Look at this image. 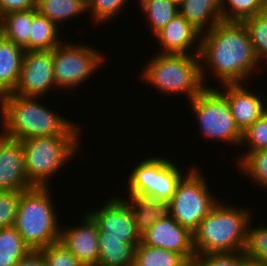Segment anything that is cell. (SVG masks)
<instances>
[{
    "mask_svg": "<svg viewBox=\"0 0 267 266\" xmlns=\"http://www.w3.org/2000/svg\"><path fill=\"white\" fill-rule=\"evenodd\" d=\"M200 43L201 77L205 87H208L206 76L209 69L211 75L214 74L212 77L219 80L217 85H222L246 83L254 72L265 68L260 65L242 22L222 21L201 34Z\"/></svg>",
    "mask_w": 267,
    "mask_h": 266,
    "instance_id": "1",
    "label": "cell"
},
{
    "mask_svg": "<svg viewBox=\"0 0 267 266\" xmlns=\"http://www.w3.org/2000/svg\"><path fill=\"white\" fill-rule=\"evenodd\" d=\"M179 14L203 34L222 22L221 0H185Z\"/></svg>",
    "mask_w": 267,
    "mask_h": 266,
    "instance_id": "18",
    "label": "cell"
},
{
    "mask_svg": "<svg viewBox=\"0 0 267 266\" xmlns=\"http://www.w3.org/2000/svg\"><path fill=\"white\" fill-rule=\"evenodd\" d=\"M170 1L179 7L185 0H170Z\"/></svg>",
    "mask_w": 267,
    "mask_h": 266,
    "instance_id": "40",
    "label": "cell"
},
{
    "mask_svg": "<svg viewBox=\"0 0 267 266\" xmlns=\"http://www.w3.org/2000/svg\"><path fill=\"white\" fill-rule=\"evenodd\" d=\"M245 260L244 252L209 253L196 255L192 260V266H242Z\"/></svg>",
    "mask_w": 267,
    "mask_h": 266,
    "instance_id": "35",
    "label": "cell"
},
{
    "mask_svg": "<svg viewBox=\"0 0 267 266\" xmlns=\"http://www.w3.org/2000/svg\"><path fill=\"white\" fill-rule=\"evenodd\" d=\"M182 266H192V261H186Z\"/></svg>",
    "mask_w": 267,
    "mask_h": 266,
    "instance_id": "41",
    "label": "cell"
},
{
    "mask_svg": "<svg viewBox=\"0 0 267 266\" xmlns=\"http://www.w3.org/2000/svg\"><path fill=\"white\" fill-rule=\"evenodd\" d=\"M98 263L104 266H133L137 245L125 239L104 238L98 230Z\"/></svg>",
    "mask_w": 267,
    "mask_h": 266,
    "instance_id": "22",
    "label": "cell"
},
{
    "mask_svg": "<svg viewBox=\"0 0 267 266\" xmlns=\"http://www.w3.org/2000/svg\"><path fill=\"white\" fill-rule=\"evenodd\" d=\"M136 1H138V3L137 4H141L143 1H145V0H136Z\"/></svg>",
    "mask_w": 267,
    "mask_h": 266,
    "instance_id": "43",
    "label": "cell"
},
{
    "mask_svg": "<svg viewBox=\"0 0 267 266\" xmlns=\"http://www.w3.org/2000/svg\"><path fill=\"white\" fill-rule=\"evenodd\" d=\"M40 251L46 266H83L61 241L52 243Z\"/></svg>",
    "mask_w": 267,
    "mask_h": 266,
    "instance_id": "34",
    "label": "cell"
},
{
    "mask_svg": "<svg viewBox=\"0 0 267 266\" xmlns=\"http://www.w3.org/2000/svg\"><path fill=\"white\" fill-rule=\"evenodd\" d=\"M170 159L150 156L137 162L127 179L126 194L171 201L185 174Z\"/></svg>",
    "mask_w": 267,
    "mask_h": 266,
    "instance_id": "9",
    "label": "cell"
},
{
    "mask_svg": "<svg viewBox=\"0 0 267 266\" xmlns=\"http://www.w3.org/2000/svg\"><path fill=\"white\" fill-rule=\"evenodd\" d=\"M223 203L219 200L193 231L196 255L244 252L252 211Z\"/></svg>",
    "mask_w": 267,
    "mask_h": 266,
    "instance_id": "3",
    "label": "cell"
},
{
    "mask_svg": "<svg viewBox=\"0 0 267 266\" xmlns=\"http://www.w3.org/2000/svg\"><path fill=\"white\" fill-rule=\"evenodd\" d=\"M81 132L82 127L76 123L65 135L21 141L26 175L34 186L49 187L54 174L60 173V169L76 156L81 146Z\"/></svg>",
    "mask_w": 267,
    "mask_h": 266,
    "instance_id": "4",
    "label": "cell"
},
{
    "mask_svg": "<svg viewBox=\"0 0 267 266\" xmlns=\"http://www.w3.org/2000/svg\"><path fill=\"white\" fill-rule=\"evenodd\" d=\"M35 187L25 171L21 140L0 133V191H25Z\"/></svg>",
    "mask_w": 267,
    "mask_h": 266,
    "instance_id": "14",
    "label": "cell"
},
{
    "mask_svg": "<svg viewBox=\"0 0 267 266\" xmlns=\"http://www.w3.org/2000/svg\"><path fill=\"white\" fill-rule=\"evenodd\" d=\"M239 159L238 170H242L250 181L252 179V183L255 182L257 186L267 189V150L243 154Z\"/></svg>",
    "mask_w": 267,
    "mask_h": 266,
    "instance_id": "30",
    "label": "cell"
},
{
    "mask_svg": "<svg viewBox=\"0 0 267 266\" xmlns=\"http://www.w3.org/2000/svg\"><path fill=\"white\" fill-rule=\"evenodd\" d=\"M87 213L96 222L98 230L104 233V238L125 239L136 245L141 242L133 212L123 195L111 196L101 208L88 210Z\"/></svg>",
    "mask_w": 267,
    "mask_h": 266,
    "instance_id": "12",
    "label": "cell"
},
{
    "mask_svg": "<svg viewBox=\"0 0 267 266\" xmlns=\"http://www.w3.org/2000/svg\"><path fill=\"white\" fill-rule=\"evenodd\" d=\"M50 189L35 186L21 191L13 226L31 250L60 241L61 224Z\"/></svg>",
    "mask_w": 267,
    "mask_h": 266,
    "instance_id": "5",
    "label": "cell"
},
{
    "mask_svg": "<svg viewBox=\"0 0 267 266\" xmlns=\"http://www.w3.org/2000/svg\"><path fill=\"white\" fill-rule=\"evenodd\" d=\"M36 7V0H0V17L14 12L33 9Z\"/></svg>",
    "mask_w": 267,
    "mask_h": 266,
    "instance_id": "37",
    "label": "cell"
},
{
    "mask_svg": "<svg viewBox=\"0 0 267 266\" xmlns=\"http://www.w3.org/2000/svg\"><path fill=\"white\" fill-rule=\"evenodd\" d=\"M251 219L247 227L244 255L246 259L267 265V226H251Z\"/></svg>",
    "mask_w": 267,
    "mask_h": 266,
    "instance_id": "31",
    "label": "cell"
},
{
    "mask_svg": "<svg viewBox=\"0 0 267 266\" xmlns=\"http://www.w3.org/2000/svg\"><path fill=\"white\" fill-rule=\"evenodd\" d=\"M30 251L13 225L0 229V266H16Z\"/></svg>",
    "mask_w": 267,
    "mask_h": 266,
    "instance_id": "25",
    "label": "cell"
},
{
    "mask_svg": "<svg viewBox=\"0 0 267 266\" xmlns=\"http://www.w3.org/2000/svg\"><path fill=\"white\" fill-rule=\"evenodd\" d=\"M55 87L53 50L25 51L18 83L12 92L25 97L49 95ZM46 94V95H45Z\"/></svg>",
    "mask_w": 267,
    "mask_h": 266,
    "instance_id": "11",
    "label": "cell"
},
{
    "mask_svg": "<svg viewBox=\"0 0 267 266\" xmlns=\"http://www.w3.org/2000/svg\"><path fill=\"white\" fill-rule=\"evenodd\" d=\"M144 245L158 247L181 254L187 261L196 256L193 246V233L181 226L171 216L159 219L152 227L141 234Z\"/></svg>",
    "mask_w": 267,
    "mask_h": 266,
    "instance_id": "13",
    "label": "cell"
},
{
    "mask_svg": "<svg viewBox=\"0 0 267 266\" xmlns=\"http://www.w3.org/2000/svg\"><path fill=\"white\" fill-rule=\"evenodd\" d=\"M93 266H104V265H101V264L97 263L96 265H93Z\"/></svg>",
    "mask_w": 267,
    "mask_h": 266,
    "instance_id": "44",
    "label": "cell"
},
{
    "mask_svg": "<svg viewBox=\"0 0 267 266\" xmlns=\"http://www.w3.org/2000/svg\"><path fill=\"white\" fill-rule=\"evenodd\" d=\"M242 266H267L261 262H256V261H252V260H248L246 259L243 263Z\"/></svg>",
    "mask_w": 267,
    "mask_h": 266,
    "instance_id": "39",
    "label": "cell"
},
{
    "mask_svg": "<svg viewBox=\"0 0 267 266\" xmlns=\"http://www.w3.org/2000/svg\"><path fill=\"white\" fill-rule=\"evenodd\" d=\"M3 37L21 48L29 44L32 9L14 11L1 17Z\"/></svg>",
    "mask_w": 267,
    "mask_h": 266,
    "instance_id": "24",
    "label": "cell"
},
{
    "mask_svg": "<svg viewBox=\"0 0 267 266\" xmlns=\"http://www.w3.org/2000/svg\"><path fill=\"white\" fill-rule=\"evenodd\" d=\"M60 241L83 266H93L98 263L100 255L98 227L88 213L85 212L81 223L76 226L65 228L61 226Z\"/></svg>",
    "mask_w": 267,
    "mask_h": 266,
    "instance_id": "15",
    "label": "cell"
},
{
    "mask_svg": "<svg viewBox=\"0 0 267 266\" xmlns=\"http://www.w3.org/2000/svg\"><path fill=\"white\" fill-rule=\"evenodd\" d=\"M39 99L40 97H25L13 93L1 96L0 132L6 137L22 141L35 137L65 135L76 124L51 111Z\"/></svg>",
    "mask_w": 267,
    "mask_h": 266,
    "instance_id": "2",
    "label": "cell"
},
{
    "mask_svg": "<svg viewBox=\"0 0 267 266\" xmlns=\"http://www.w3.org/2000/svg\"><path fill=\"white\" fill-rule=\"evenodd\" d=\"M3 37V29H2V25H1V22H0V39Z\"/></svg>",
    "mask_w": 267,
    "mask_h": 266,
    "instance_id": "42",
    "label": "cell"
},
{
    "mask_svg": "<svg viewBox=\"0 0 267 266\" xmlns=\"http://www.w3.org/2000/svg\"><path fill=\"white\" fill-rule=\"evenodd\" d=\"M245 145H248V149L243 154L267 150V110L259 119L243 131L240 147Z\"/></svg>",
    "mask_w": 267,
    "mask_h": 266,
    "instance_id": "32",
    "label": "cell"
},
{
    "mask_svg": "<svg viewBox=\"0 0 267 266\" xmlns=\"http://www.w3.org/2000/svg\"><path fill=\"white\" fill-rule=\"evenodd\" d=\"M86 4L90 1V0H83Z\"/></svg>",
    "mask_w": 267,
    "mask_h": 266,
    "instance_id": "45",
    "label": "cell"
},
{
    "mask_svg": "<svg viewBox=\"0 0 267 266\" xmlns=\"http://www.w3.org/2000/svg\"><path fill=\"white\" fill-rule=\"evenodd\" d=\"M139 6L154 36L179 14V7L170 0H145Z\"/></svg>",
    "mask_w": 267,
    "mask_h": 266,
    "instance_id": "26",
    "label": "cell"
},
{
    "mask_svg": "<svg viewBox=\"0 0 267 266\" xmlns=\"http://www.w3.org/2000/svg\"><path fill=\"white\" fill-rule=\"evenodd\" d=\"M242 23L248 31L260 64L265 67V63H267V8L252 17L244 19ZM264 61V64L261 63Z\"/></svg>",
    "mask_w": 267,
    "mask_h": 266,
    "instance_id": "28",
    "label": "cell"
},
{
    "mask_svg": "<svg viewBox=\"0 0 267 266\" xmlns=\"http://www.w3.org/2000/svg\"><path fill=\"white\" fill-rule=\"evenodd\" d=\"M91 45L63 41L53 49V68L56 89L80 86L107 61L104 53ZM80 84V85H79Z\"/></svg>",
    "mask_w": 267,
    "mask_h": 266,
    "instance_id": "10",
    "label": "cell"
},
{
    "mask_svg": "<svg viewBox=\"0 0 267 266\" xmlns=\"http://www.w3.org/2000/svg\"><path fill=\"white\" fill-rule=\"evenodd\" d=\"M24 49L2 37L0 39V97L12 93L18 83Z\"/></svg>",
    "mask_w": 267,
    "mask_h": 266,
    "instance_id": "19",
    "label": "cell"
},
{
    "mask_svg": "<svg viewBox=\"0 0 267 266\" xmlns=\"http://www.w3.org/2000/svg\"><path fill=\"white\" fill-rule=\"evenodd\" d=\"M59 34V27L47 17L39 14L36 8H33L29 44L24 48V51L53 50L64 41V39L61 40Z\"/></svg>",
    "mask_w": 267,
    "mask_h": 266,
    "instance_id": "21",
    "label": "cell"
},
{
    "mask_svg": "<svg viewBox=\"0 0 267 266\" xmlns=\"http://www.w3.org/2000/svg\"><path fill=\"white\" fill-rule=\"evenodd\" d=\"M16 266H46V264L40 250H31Z\"/></svg>",
    "mask_w": 267,
    "mask_h": 266,
    "instance_id": "38",
    "label": "cell"
},
{
    "mask_svg": "<svg viewBox=\"0 0 267 266\" xmlns=\"http://www.w3.org/2000/svg\"><path fill=\"white\" fill-rule=\"evenodd\" d=\"M35 8L58 27L61 23L72 21L76 16L87 12V4L83 0H36Z\"/></svg>",
    "mask_w": 267,
    "mask_h": 266,
    "instance_id": "23",
    "label": "cell"
},
{
    "mask_svg": "<svg viewBox=\"0 0 267 266\" xmlns=\"http://www.w3.org/2000/svg\"><path fill=\"white\" fill-rule=\"evenodd\" d=\"M194 167L187 169L170 201V216L192 233L219 201L210 192L204 173Z\"/></svg>",
    "mask_w": 267,
    "mask_h": 266,
    "instance_id": "8",
    "label": "cell"
},
{
    "mask_svg": "<svg viewBox=\"0 0 267 266\" xmlns=\"http://www.w3.org/2000/svg\"><path fill=\"white\" fill-rule=\"evenodd\" d=\"M143 66L141 79L154 86L161 95H185L188 101L204 88L199 54L156 53ZM175 94V95H174Z\"/></svg>",
    "mask_w": 267,
    "mask_h": 266,
    "instance_id": "6",
    "label": "cell"
},
{
    "mask_svg": "<svg viewBox=\"0 0 267 266\" xmlns=\"http://www.w3.org/2000/svg\"><path fill=\"white\" fill-rule=\"evenodd\" d=\"M186 261L181 254L140 242L136 248L133 266H182Z\"/></svg>",
    "mask_w": 267,
    "mask_h": 266,
    "instance_id": "27",
    "label": "cell"
},
{
    "mask_svg": "<svg viewBox=\"0 0 267 266\" xmlns=\"http://www.w3.org/2000/svg\"><path fill=\"white\" fill-rule=\"evenodd\" d=\"M212 86L205 87L188 102L191 103L195 116L197 115L195 118L200 127V134L213 142L216 140L239 148L243 132L236 125L225 96Z\"/></svg>",
    "mask_w": 267,
    "mask_h": 266,
    "instance_id": "7",
    "label": "cell"
},
{
    "mask_svg": "<svg viewBox=\"0 0 267 266\" xmlns=\"http://www.w3.org/2000/svg\"><path fill=\"white\" fill-rule=\"evenodd\" d=\"M216 88L227 99L235 123L242 132L267 110L262 96L249 90L244 83H227Z\"/></svg>",
    "mask_w": 267,
    "mask_h": 266,
    "instance_id": "16",
    "label": "cell"
},
{
    "mask_svg": "<svg viewBox=\"0 0 267 266\" xmlns=\"http://www.w3.org/2000/svg\"><path fill=\"white\" fill-rule=\"evenodd\" d=\"M127 198L123 199L133 212L140 234L152 227L159 219L170 217V201L152 200L133 195H128Z\"/></svg>",
    "mask_w": 267,
    "mask_h": 266,
    "instance_id": "20",
    "label": "cell"
},
{
    "mask_svg": "<svg viewBox=\"0 0 267 266\" xmlns=\"http://www.w3.org/2000/svg\"><path fill=\"white\" fill-rule=\"evenodd\" d=\"M267 8L262 0H221V14L224 22H242Z\"/></svg>",
    "mask_w": 267,
    "mask_h": 266,
    "instance_id": "29",
    "label": "cell"
},
{
    "mask_svg": "<svg viewBox=\"0 0 267 266\" xmlns=\"http://www.w3.org/2000/svg\"><path fill=\"white\" fill-rule=\"evenodd\" d=\"M21 191H0V229L14 225Z\"/></svg>",
    "mask_w": 267,
    "mask_h": 266,
    "instance_id": "36",
    "label": "cell"
},
{
    "mask_svg": "<svg viewBox=\"0 0 267 266\" xmlns=\"http://www.w3.org/2000/svg\"><path fill=\"white\" fill-rule=\"evenodd\" d=\"M128 0H90L87 3V12L91 15L93 24H102L111 21L120 13ZM119 12V13H118Z\"/></svg>",
    "mask_w": 267,
    "mask_h": 266,
    "instance_id": "33",
    "label": "cell"
},
{
    "mask_svg": "<svg viewBox=\"0 0 267 266\" xmlns=\"http://www.w3.org/2000/svg\"><path fill=\"white\" fill-rule=\"evenodd\" d=\"M154 37H156V41L160 46V52L157 53L182 55L200 53L201 33L180 14ZM190 49H193L195 53L190 52Z\"/></svg>",
    "mask_w": 267,
    "mask_h": 266,
    "instance_id": "17",
    "label": "cell"
}]
</instances>
